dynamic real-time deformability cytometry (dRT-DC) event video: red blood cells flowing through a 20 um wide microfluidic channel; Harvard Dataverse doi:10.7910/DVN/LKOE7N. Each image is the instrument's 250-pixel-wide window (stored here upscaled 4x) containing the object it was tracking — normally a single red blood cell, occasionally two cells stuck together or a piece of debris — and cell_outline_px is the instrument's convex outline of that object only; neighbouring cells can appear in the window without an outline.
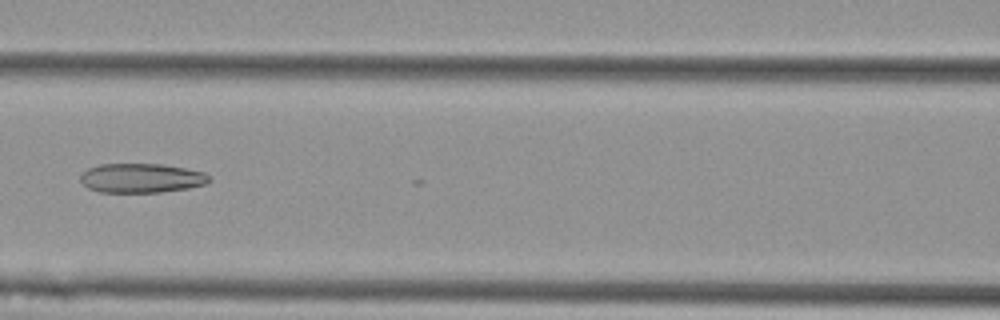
{"species": "Egyptian fruit bat (a non-hibernating species)", "species_latin": "Rousettus aegyptiacus", "temperature_condition": "cold", "stored_images_in_passage": 9, "camera_frame_rate_fps": 3000, "um_per_image_px": 0.085, "animal": {"sex": "female"}, "frame": {"image": 1, "passage_image": 6, "time_ms": 1.667, "image_size_px": [1000, 320], "cell_outline_px": [[212, 180], [204, 184], [188, 188], [160, 192], [100, 192], [88, 188], [80, 180], [80, 176], [88, 168], [100, 164], [160, 164], [184, 168], [204, 172]], "centroid_in_image_um": [12.0, 15.14], "position_along_channel_um": 154.6, "area_um2": 21.85}}
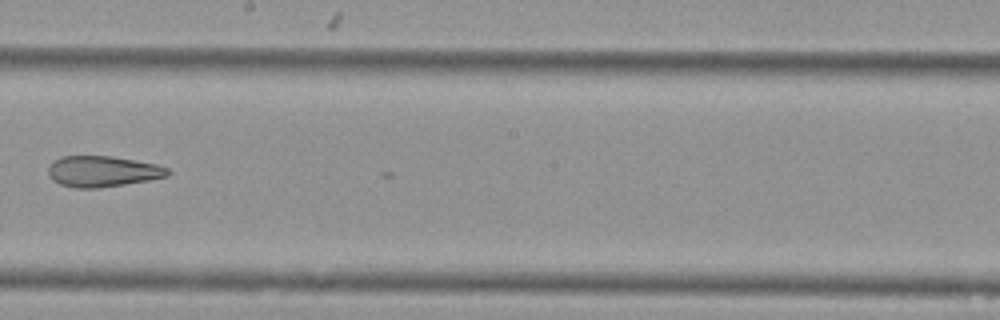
{"frame": {"image": 2, "passage_image": 8, "time_ms": 2.333, "image_size_px": [1000, 320], "cell_outline_px": [[172, 172], [168, 176], [148, 180], [124, 184], [96, 188], [76, 188], [60, 184], [52, 180], [48, 176], [48, 168], [52, 160], [60, 156], [112, 156], [156, 164], [168, 168]], "centroid_in_image_um": [8.69, 14.56], "position_along_channel_um": 239.5, "area_um2": 21.62}}
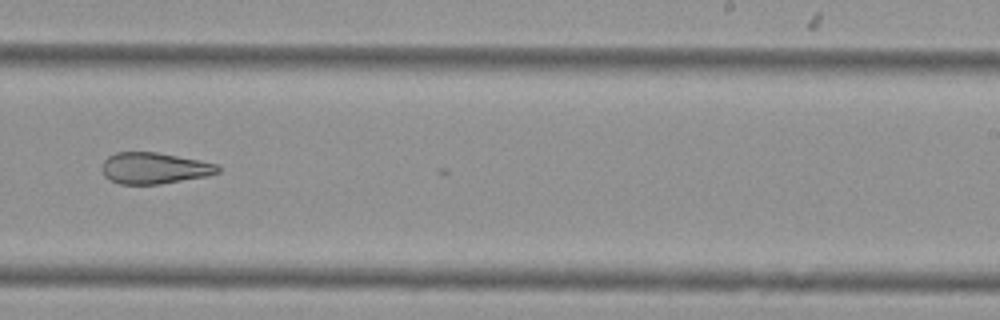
{"frame": {"image": 3, "passage_image": 9, "time_ms": 2.667, "image_size_px": [1000, 320], "cell_outline_px": [[220, 172], [208, 176], [160, 184], [120, 184], [108, 180], [104, 176], [100, 168], [104, 160], [108, 156], [116, 152], [156, 152], [200, 160], [216, 164], [220, 168]], "centroid_in_image_um": [13.08, 14.3], "position_along_channel_um": 275.9, "area_um2": 21.33}}